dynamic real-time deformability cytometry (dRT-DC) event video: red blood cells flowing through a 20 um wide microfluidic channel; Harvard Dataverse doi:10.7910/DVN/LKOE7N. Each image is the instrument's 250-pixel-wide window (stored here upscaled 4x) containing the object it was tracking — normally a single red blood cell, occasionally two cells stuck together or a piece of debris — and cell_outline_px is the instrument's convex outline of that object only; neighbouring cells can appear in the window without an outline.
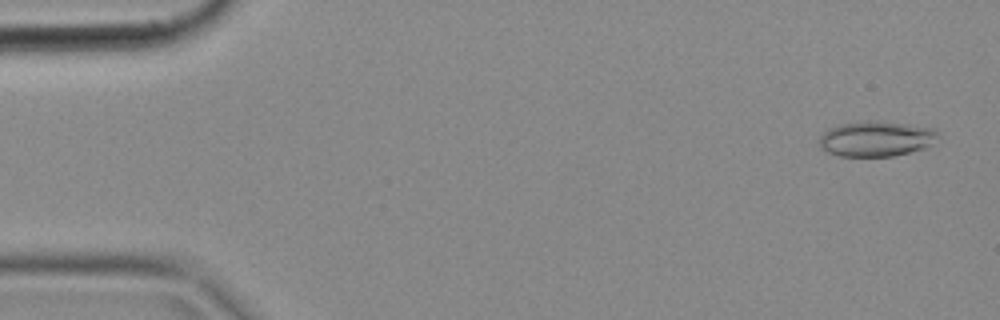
{"species": "common noctule bat (a hibernating species)", "species_latin": "Nyctalus noctula", "temperature_condition": "cold", "stored_images_in_passage": 50, "camera_frame_rate_fps": 3000, "um_per_image_px": 0.085, "animal": {"sex": "female", "body_mass_g": 18.4}, "frame": {"image": 1, "passage_image": 2, "time_ms": 0.333, "image_size_px": [1000, 320], "cell_outline_px": [[936, 136], [924, 148], [892, 156], [840, 156], [828, 152], [820, 148], [820, 136], [828, 128], [840, 124], [904, 124], [932, 128], [936, 132]], "centroid_in_image_um": [74.39, 11.85], "position_along_channel_um": 10.6, "area_um2": 22.95}}
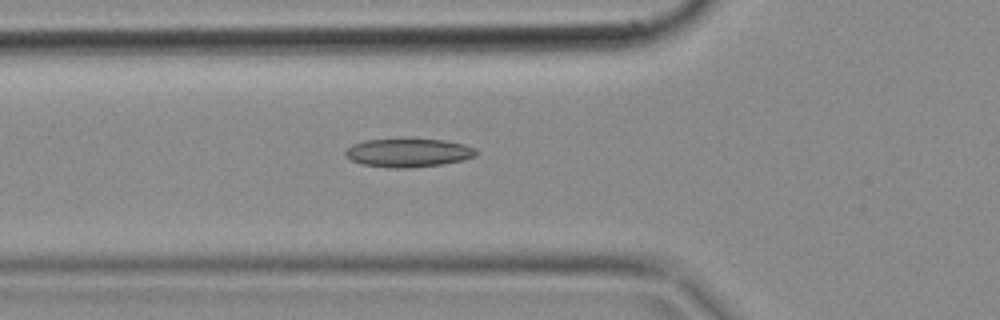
{"frame": {"image": 2, "passage_image": 17, "time_ms": 5.333, "image_size_px": [1000, 320], "cell_outline_px": [[480, 152], [476, 156], [444, 164], [408, 168], [388, 168], [364, 164], [352, 160], [344, 156], [344, 152], [352, 144], [364, 140], [444, 140], [464, 144], [476, 148]], "centroid_in_image_um": [34.73, 13.0], "position_along_channel_um": 91.1, "area_um2": 21.56}}
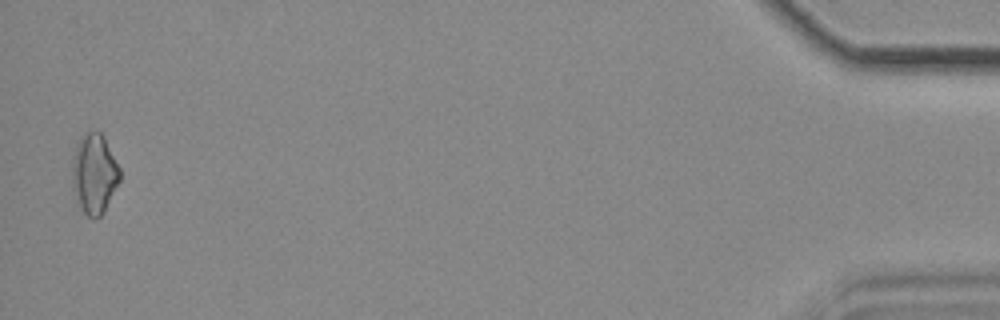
{"frame": {"image": 3, "passage_image": 49, "time_ms": 16.0, "image_size_px": [1000, 320], "cell_outline_px": [[120, 180], [104, 212], [100, 216], [88, 216], [80, 208], [72, 188], [72, 156], [80, 140], [88, 132], [100, 132], [104, 136], [120, 168]], "centroid_in_image_um": [8.01, 14.78], "position_along_channel_um": 427.2, "area_um2": 21.96}}